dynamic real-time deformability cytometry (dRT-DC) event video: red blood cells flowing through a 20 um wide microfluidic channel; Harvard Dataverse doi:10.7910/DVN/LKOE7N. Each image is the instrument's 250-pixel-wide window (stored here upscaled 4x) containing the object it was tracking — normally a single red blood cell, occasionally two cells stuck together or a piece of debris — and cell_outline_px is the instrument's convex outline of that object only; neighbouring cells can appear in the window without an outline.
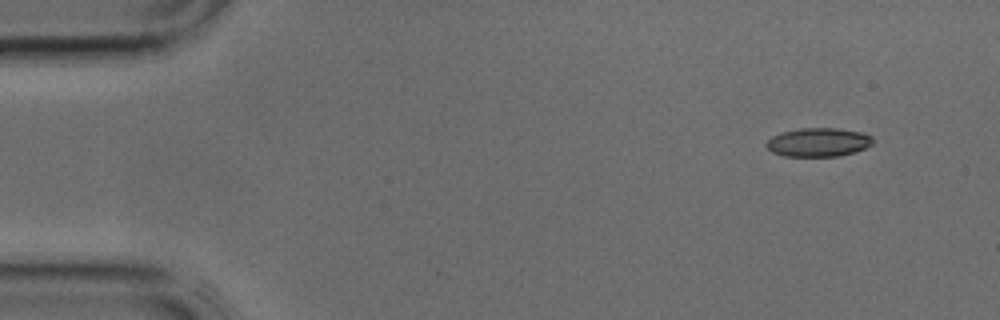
{"species": "common noctule bat (a hibernating species)", "species_latin": "Nyctalus noctula", "temperature_condition": "cold", "stored_images_in_passage": 3, "camera_frame_rate_fps": 3000, "um_per_image_px": 0.085, "animal": {"sex": "male", "body_mass_g": 17.9, "forearm_length_mm": 54.2}, "frame": {"image": 1, "passage_image": 1, "time_ms": 0.0, "image_size_px": [1000, 320], "cell_outline_px": [[872, 144], [856, 152], [840, 156], [784, 156], [772, 152], [764, 144], [772, 136], [784, 132], [800, 128], [836, 128], [860, 132], [872, 136]], "centroid_in_image_um": [69.55, 12.1], "position_along_channel_um": 15.4, "area_um2": 17.74}}
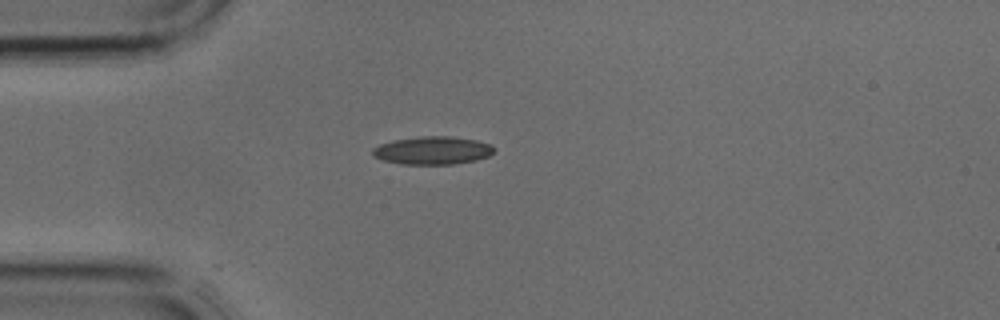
{"frame": {"image": 2, "passage_image": 3, "time_ms": 0.667, "image_size_px": [1000, 320], "cell_outline_px": [[496, 148], [488, 156], [476, 160], [452, 164], [400, 164], [384, 160], [372, 156], [372, 148], [380, 144], [392, 140], [420, 136], [452, 136], [476, 140], [492, 144]], "centroid_in_image_um": [36.76, 12.78], "position_along_channel_um": 48.2, "area_um2": 19.94}}